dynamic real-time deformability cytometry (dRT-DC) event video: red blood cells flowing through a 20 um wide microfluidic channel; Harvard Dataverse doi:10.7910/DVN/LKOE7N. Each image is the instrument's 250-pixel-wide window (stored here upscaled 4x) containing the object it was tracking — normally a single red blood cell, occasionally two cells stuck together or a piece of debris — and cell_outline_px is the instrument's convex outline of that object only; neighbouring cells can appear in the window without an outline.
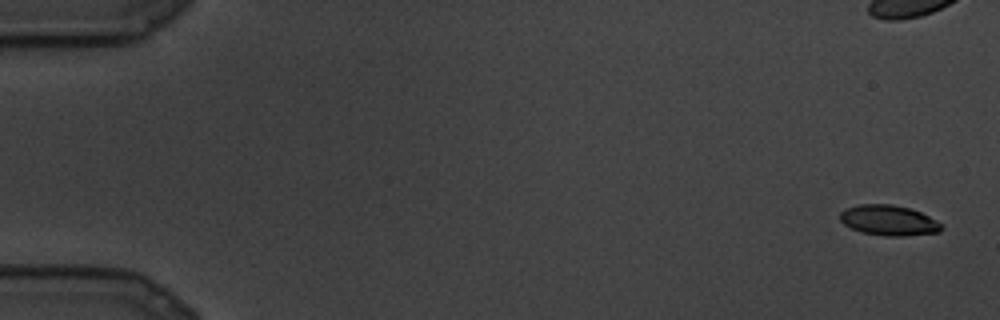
{"species": "common noctule bat (a hibernating species)", "species_latin": "Nyctalus noctula", "temperature_condition": "cold", "stored_images_in_passage": 27, "camera_frame_rate_fps": 3000, "um_per_image_px": 0.085, "animal": {"sex": "male", "body_mass_g": 19.5, "forearm_length_mm": 54.6}, "frame": {"image": 1, "passage_image": 1, "time_ms": 0.0, "image_size_px": [1000, 320], "cell_outline_px": [[944, 228], [940, 232], [904, 236], [884, 236], [860, 232], [844, 224], [840, 220], [840, 212], [848, 208], [860, 204], [892, 204], [908, 208], [920, 212], [944, 224]], "centroid_in_image_um": [75.57, 18.74], "position_along_channel_um": 9.4, "area_um2": 17.98}}